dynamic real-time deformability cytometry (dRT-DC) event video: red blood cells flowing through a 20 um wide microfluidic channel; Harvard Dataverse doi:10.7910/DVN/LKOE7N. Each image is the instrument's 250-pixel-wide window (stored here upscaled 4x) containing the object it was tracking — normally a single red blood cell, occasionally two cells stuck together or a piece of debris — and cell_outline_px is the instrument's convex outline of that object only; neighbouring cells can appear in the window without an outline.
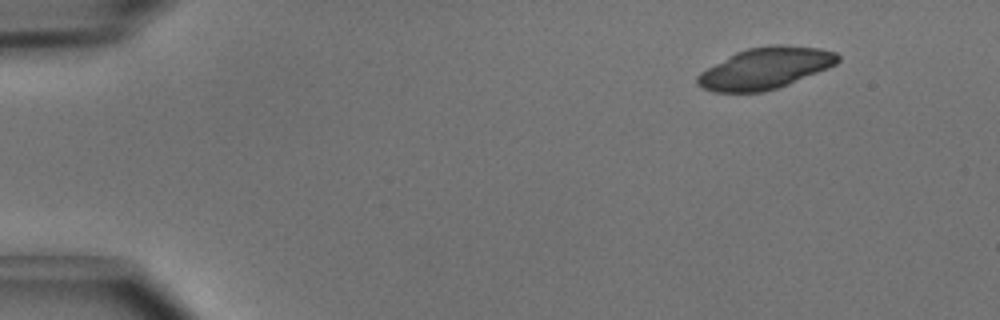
{"species": "common noctule bat (a hibernating species)", "species_latin": "Nyctalus noctula", "temperature_condition": "cold", "stored_images_in_passage": 45, "camera_frame_rate_fps": 3000, "um_per_image_px": 0.085, "animal": {"sex": "male", "body_mass_g": 15.6}, "frame": {"image": 1, "passage_image": 1, "time_ms": 0.0, "image_size_px": [1000, 320], "cell_outline_px": [[840, 60], [836, 64], [828, 68], [788, 84], [764, 92], [712, 92], [696, 84], [696, 76], [700, 72], [736, 52], [748, 48], [768, 44], [784, 44], [820, 48], [836, 52], [840, 56]], "centroid_in_image_um": [65.05, 5.79], "position_along_channel_um": 19.9, "area_um2": 33.93}}